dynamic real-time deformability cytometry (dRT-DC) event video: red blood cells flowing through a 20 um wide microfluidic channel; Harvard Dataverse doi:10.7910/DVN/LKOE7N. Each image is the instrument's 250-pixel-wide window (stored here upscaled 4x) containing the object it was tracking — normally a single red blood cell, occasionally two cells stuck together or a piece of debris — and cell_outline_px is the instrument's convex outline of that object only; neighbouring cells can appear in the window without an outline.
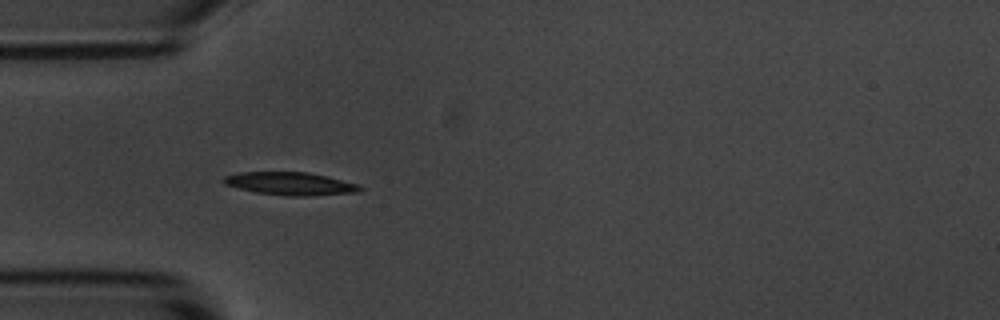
{"species": "common noctule bat (a hibernating species)", "species_latin": "Nyctalus noctula", "temperature_condition": "room temperature", "stored_images_in_passage": 5, "camera_frame_rate_fps": 3000, "um_per_image_px": 0.085, "animal": {"sex": "male", "body_mass_g": 20.1, "forearm_length_mm": 53.5}, "frame": {"image": 1, "passage_image": 4, "time_ms": 3.667, "image_size_px": [1000, 320], "cell_outline_px": [[364, 188], [356, 192], [304, 196], [288, 196], [256, 192], [224, 184], [220, 180], [224, 176], [240, 172], [308, 172], [328, 176], [360, 184]], "centroid_in_image_um": [24.69, 15.6], "position_along_channel_um": 60.3, "area_um2": 18.21}}